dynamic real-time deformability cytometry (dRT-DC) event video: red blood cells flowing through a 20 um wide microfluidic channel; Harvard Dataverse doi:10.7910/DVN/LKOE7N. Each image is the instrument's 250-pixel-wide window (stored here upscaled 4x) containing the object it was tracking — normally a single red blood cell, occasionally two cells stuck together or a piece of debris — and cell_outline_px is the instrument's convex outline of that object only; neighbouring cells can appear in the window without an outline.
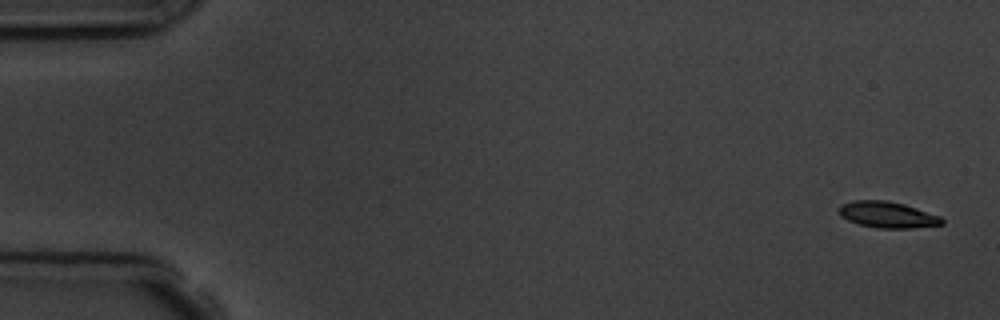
{"species": "common noctule bat (a hibernating species)", "species_latin": "Nyctalus noctula", "temperature_condition": "room temperature", "stored_images_in_passage": 5, "camera_frame_rate_fps": 3000, "um_per_image_px": 0.085, "animal": {"sex": "male", "body_mass_g": 19.5, "forearm_length_mm": 54.6}, "frame": {"image": 1, "passage_image": 1, "time_ms": 0.0, "image_size_px": [1000, 320], "cell_outline_px": [[944, 224], [912, 228], [880, 228], [860, 224], [848, 220], [840, 216], [836, 212], [840, 204], [852, 200], [888, 200], [904, 204], [940, 216], [944, 220]], "centroid_in_image_um": [75.39, 18.24], "position_along_channel_um": 9.6, "area_um2": 15.84}}
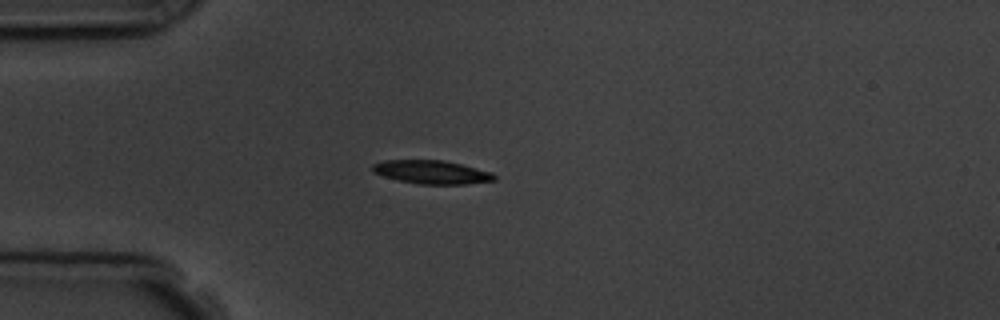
{"frame": {"image": 2, "passage_image": 5, "time_ms": 4.333, "image_size_px": [1000, 320], "cell_outline_px": [[496, 180], [468, 184], [416, 184], [384, 176], [372, 172], [372, 164], [384, 160], [444, 160], [492, 172], [496, 176]], "centroid_in_image_um": [36.7, 14.63], "position_along_channel_um": 48.3, "area_um2": 16.65}}